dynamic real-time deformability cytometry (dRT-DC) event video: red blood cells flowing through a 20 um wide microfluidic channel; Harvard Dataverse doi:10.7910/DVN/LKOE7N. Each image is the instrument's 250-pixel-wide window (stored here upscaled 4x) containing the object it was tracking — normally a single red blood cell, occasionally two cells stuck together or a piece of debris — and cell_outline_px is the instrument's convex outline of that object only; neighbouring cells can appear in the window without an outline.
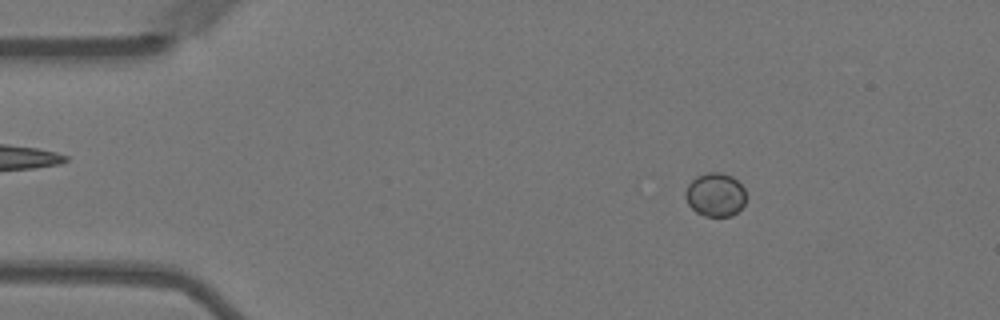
{"species": "Egyptian fruit bat (a non-hibernating species)", "species_latin": "Rousettus aegyptiacus", "temperature_condition": "warm", "stored_images_in_passage": 44, "camera_frame_rate_fps": 3000, "um_per_image_px": 0.085, "animal": {"sex": "female"}, "frame": {"image": 1, "passage_image": 1, "time_ms": 0.0, "image_size_px": [1000, 320], "cell_outline_px": [[744, 204], [732, 216], [704, 216], [696, 212], [688, 204], [684, 196], [684, 192], [688, 184], [696, 176], [708, 172], [720, 172], [732, 176], [744, 188]], "centroid_in_image_um": [60.76, 16.54], "position_along_channel_um": 24.2, "area_um2": 15.37}}
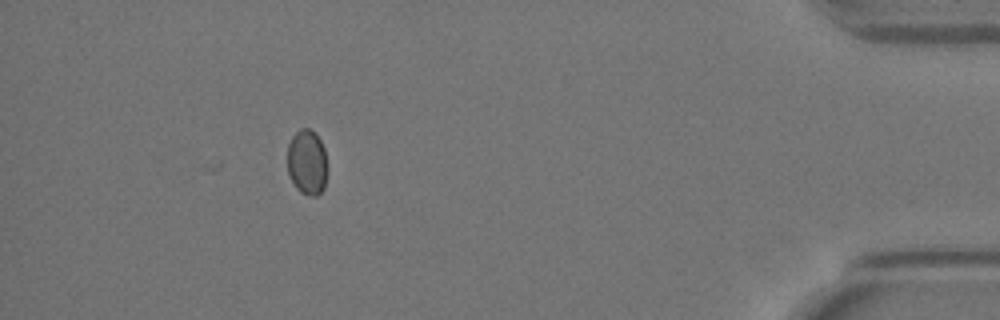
{"frame": {"image": 2, "passage_image": 44, "time_ms": 14.333, "image_size_px": [1000, 320], "cell_outline_px": [[328, 172], [324, 188], [316, 196], [308, 196], [300, 192], [296, 188], [288, 172], [288, 144], [292, 136], [300, 128], [308, 128], [316, 132], [324, 148], [328, 168]], "centroid_in_image_um": [26.13, 13.79], "position_along_channel_um": 409.1, "area_um2": 15.49}}